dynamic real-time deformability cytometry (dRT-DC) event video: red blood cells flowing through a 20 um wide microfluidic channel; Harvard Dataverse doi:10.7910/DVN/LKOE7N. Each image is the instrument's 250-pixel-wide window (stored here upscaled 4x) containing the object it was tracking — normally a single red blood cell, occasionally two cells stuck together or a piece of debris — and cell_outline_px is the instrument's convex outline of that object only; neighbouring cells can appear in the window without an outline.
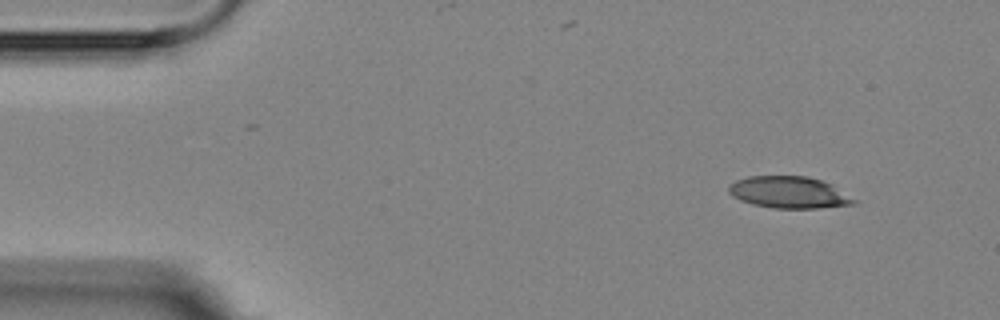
{"species": "Egyptian fruit bat (a non-hibernating species)", "species_latin": "Rousettus aegyptiacus", "temperature_condition": "room temperature", "stored_images_in_passage": 4, "camera_frame_rate_fps": 3000, "um_per_image_px": 0.085, "animal": {"sex": "female"}, "frame": {"image": 1, "passage_image": 1, "time_ms": 0.0, "image_size_px": [1000, 320], "cell_outline_px": [[860, 200], [852, 204], [816, 208], [776, 208], [752, 204], [740, 200], [732, 196], [728, 192], [728, 188], [736, 180], [748, 176], [808, 176], [832, 184]], "centroid_in_image_um": [67.1, 16.35], "position_along_channel_um": 17.9, "area_um2": 23.24}}
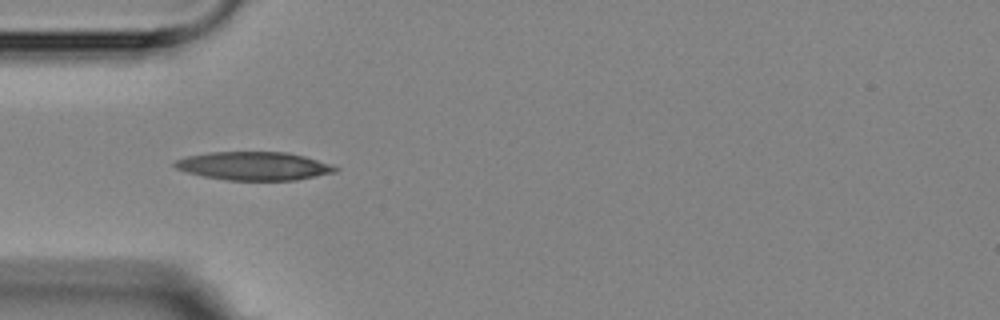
{"frame": {"image": 2, "passage_image": 3, "time_ms": 3.667, "image_size_px": [1000, 320], "cell_outline_px": [[340, 168], [336, 172], [296, 180], [228, 180], [204, 176], [188, 172], [176, 168], [172, 164], [176, 160], [188, 156], [208, 152], [288, 152], [304, 156]], "centroid_in_image_um": [21.58, 14.11], "position_along_channel_um": 63.4, "area_um2": 26.3}}
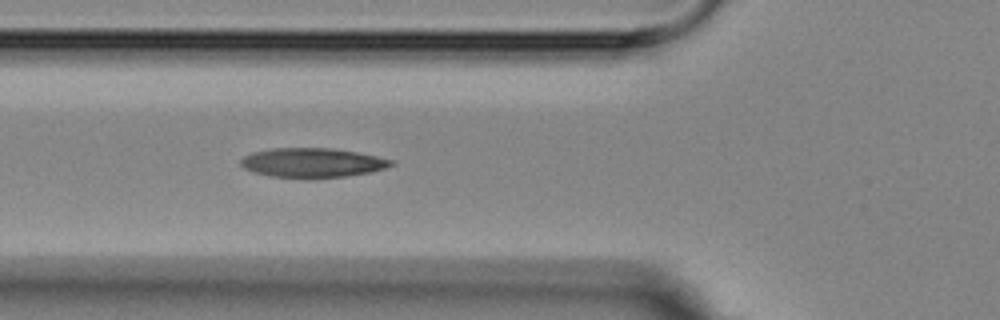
{"frame": {"image": 3, "passage_image": 4, "time_ms": 4.667, "image_size_px": [1000, 320], "cell_outline_px": [[396, 164], [384, 168], [368, 172], [344, 176], [312, 180], [272, 176], [256, 172], [244, 168], [240, 164], [240, 160], [244, 156], [252, 152], [272, 148], [332, 148], [356, 152], [396, 160]], "centroid_in_image_um": [26.56, 13.84], "position_along_channel_um": 99.2, "area_um2": 26.07}}